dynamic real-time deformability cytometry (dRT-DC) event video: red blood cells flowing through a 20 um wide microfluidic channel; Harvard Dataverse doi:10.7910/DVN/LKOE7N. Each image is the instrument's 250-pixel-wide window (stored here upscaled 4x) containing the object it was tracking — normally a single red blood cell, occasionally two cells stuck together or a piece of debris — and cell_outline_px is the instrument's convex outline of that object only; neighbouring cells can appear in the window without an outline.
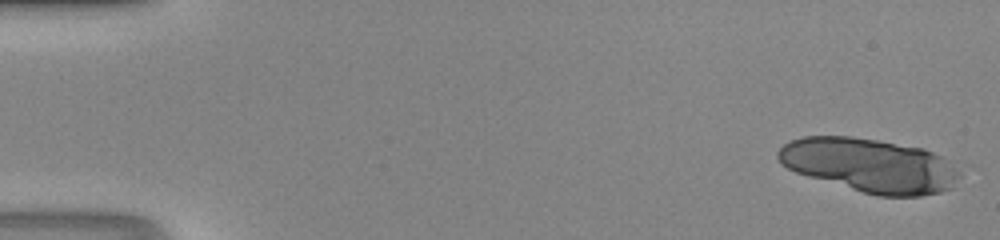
{"species": "human", "species_latin": "Homo sapiens", "temperature_condition": "room temperature", "stored_images_in_passage": 15, "camera_frame_rate_fps": 3000, "um_per_image_px": 0.085, "donor": {"sex": "male"}, "frame": {"image": 1, "passage_image": 1, "time_ms": 0.0, "image_size_px": [1000, 240], "cell_outline_px": [[960, 176], [952, 188], [940, 192], [920, 196], [876, 196], [808, 176], [796, 172], [780, 164], [776, 156], [776, 152], [784, 144], [792, 140], [804, 136], [852, 136], [924, 148], [940, 156], [960, 172]], "centroid_in_image_um": [73.9, 14.05], "position_along_channel_um": 11.1, "area_um2": 56.82}}